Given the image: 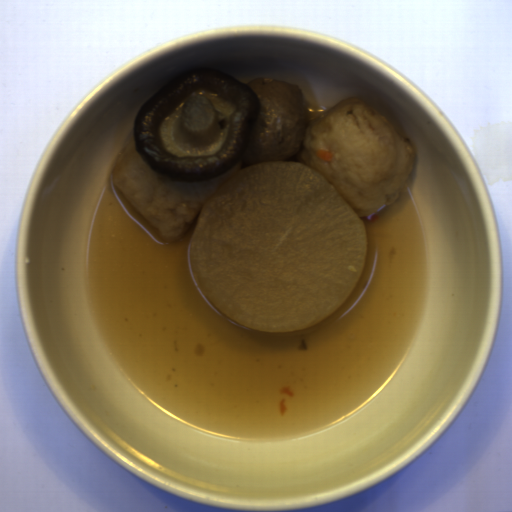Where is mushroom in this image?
Listing matches in <instances>:
<instances>
[{
	"mask_svg": "<svg viewBox=\"0 0 512 512\" xmlns=\"http://www.w3.org/2000/svg\"><path fill=\"white\" fill-rule=\"evenodd\" d=\"M260 114L251 87L213 67L184 70L139 107L132 137L147 164L170 179L210 180L244 155Z\"/></svg>",
	"mask_w": 512,
	"mask_h": 512,
	"instance_id": "983e1aa8",
	"label": "mushroom"
}]
</instances>
